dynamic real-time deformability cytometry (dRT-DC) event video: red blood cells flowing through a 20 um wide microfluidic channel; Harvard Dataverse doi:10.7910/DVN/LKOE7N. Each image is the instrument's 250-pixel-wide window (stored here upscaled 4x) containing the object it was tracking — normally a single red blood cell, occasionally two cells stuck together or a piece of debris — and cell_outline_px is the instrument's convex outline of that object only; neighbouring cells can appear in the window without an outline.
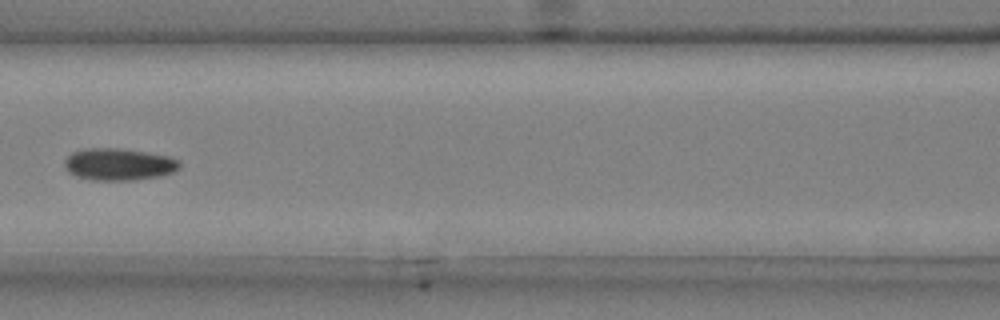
{"species": "common noctule bat (a hibernating species)", "species_latin": "Nyctalus noctula", "temperature_condition": "cold", "stored_images_in_passage": 7, "camera_frame_rate_fps": 3000, "um_per_image_px": 0.085, "animal": {"sex": "male", "body_mass_g": 20.4}, "frame": {"image": 1, "passage_image": 5, "time_ms": 1.333, "image_size_px": [1000, 320], "cell_outline_px": [[180, 168], [172, 172], [160, 176], [132, 180], [92, 180], [76, 176], [68, 172], [64, 164], [64, 160], [72, 152], [88, 148], [120, 148], [172, 156], [180, 160]], "centroid_in_image_um": [10.12, 13.96], "position_along_channel_um": 156.5, "area_um2": 21.62}}
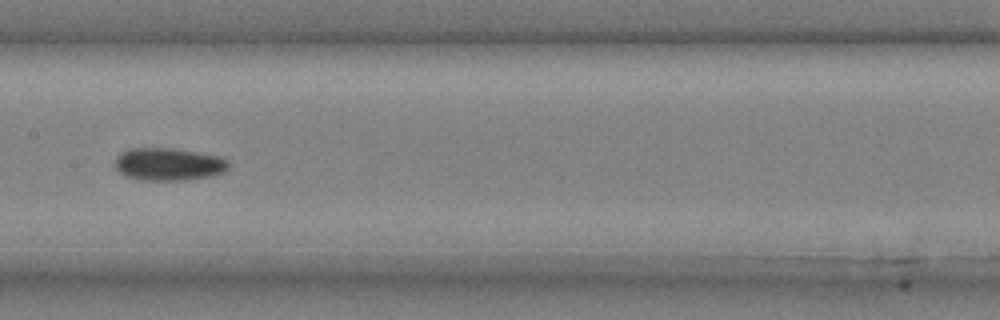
{"frame": {"image": 2, "passage_image": 6, "time_ms": 1.667, "image_size_px": [1000, 320], "cell_outline_px": [[228, 168], [224, 172], [212, 176], [184, 180], [144, 180], [124, 176], [116, 168], [116, 156], [120, 152], [128, 148], [172, 148], [220, 156], [228, 160]], "centroid_in_image_um": [14.32, 13.95], "position_along_channel_um": 193.1, "area_um2": 21.68}}
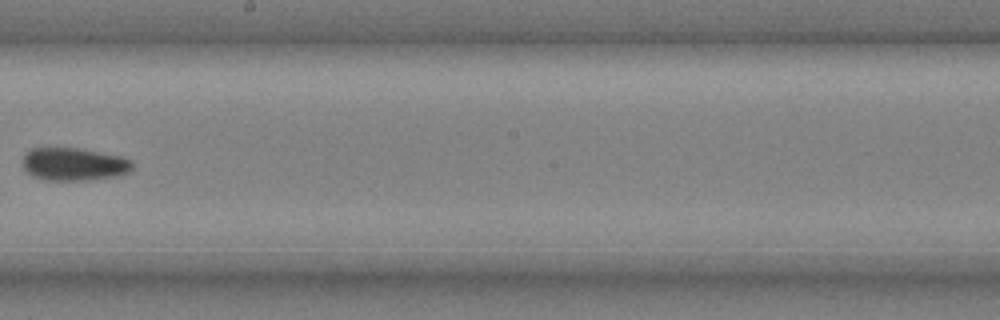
{"frame": {"image": 3, "passage_image": 7, "time_ms": 2.0, "image_size_px": [1000, 320], "cell_outline_px": [[132, 168], [128, 172], [120, 176], [88, 180], [44, 180], [32, 176], [24, 168], [24, 156], [32, 148], [76, 148], [120, 156], [132, 160]], "centroid_in_image_um": [6.3, 13.97], "position_along_channel_um": 241.9, "area_um2": 20.87}}